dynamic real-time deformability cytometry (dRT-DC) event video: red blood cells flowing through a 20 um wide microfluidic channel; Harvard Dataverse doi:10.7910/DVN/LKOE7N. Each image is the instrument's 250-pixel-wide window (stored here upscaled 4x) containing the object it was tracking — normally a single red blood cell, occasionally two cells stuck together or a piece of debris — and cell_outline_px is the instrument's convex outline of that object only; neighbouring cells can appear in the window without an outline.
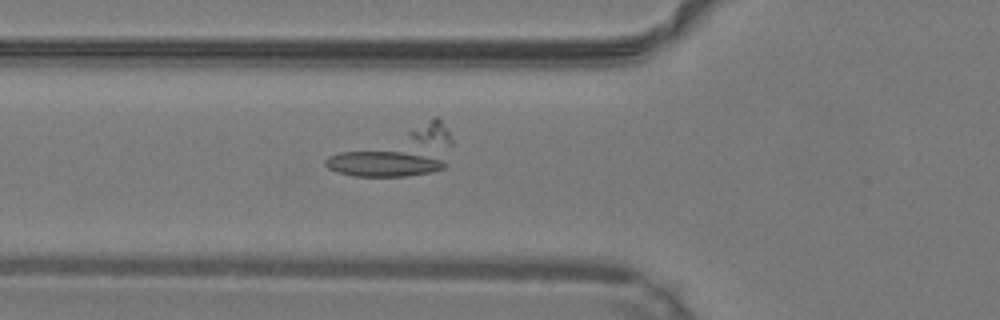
{"species": "common noctule bat (a hibernating species)", "species_latin": "Nyctalus noctula", "temperature_condition": "warm", "stored_images_in_passage": 49, "camera_frame_rate_fps": 3000, "um_per_image_px": 0.085, "animal": {"sex": "male", "body_mass_g": 19.2, "forearm_length_mm": 51.8}, "frame": {"image": 1, "passage_image": 17, "time_ms": 5.333, "image_size_px": [1000, 320], "cell_outline_px": [[448, 164], [444, 168], [428, 172], [404, 176], [352, 176], [336, 172], [328, 168], [324, 164], [324, 160], [328, 156], [340, 152], [416, 152], [440, 160]], "centroid_in_image_um": [32.5, 13.91], "position_along_channel_um": 93.3, "area_um2": 17.69}}
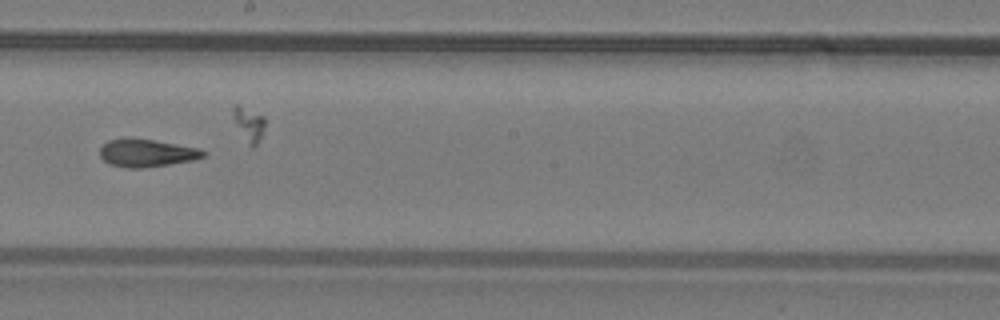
{"frame": {"image": 2, "passage_image": 27, "time_ms": 8.667, "image_size_px": [1000, 320], "cell_outline_px": [[208, 152], [204, 156], [192, 160], [144, 168], [128, 168], [108, 164], [100, 156], [100, 148], [108, 140], [128, 136], [156, 140], [200, 148]], "centroid_in_image_um": [12.45, 12.98], "position_along_channel_um": 235.8, "area_um2": 17.05}}
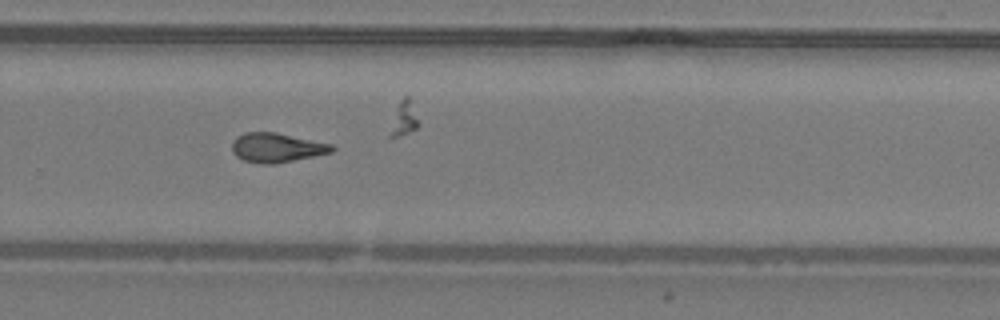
{"frame": {"image": 3, "passage_image": 32, "time_ms": 10.333, "image_size_px": [1000, 320], "cell_outline_px": [[336, 148], [332, 152], [272, 164], [264, 164], [244, 160], [236, 156], [232, 152], [232, 140], [236, 136], [244, 132], [276, 132], [332, 144]], "centroid_in_image_um": [23.48, 12.53], "position_along_channel_um": 306.3, "area_um2": 16.99}}